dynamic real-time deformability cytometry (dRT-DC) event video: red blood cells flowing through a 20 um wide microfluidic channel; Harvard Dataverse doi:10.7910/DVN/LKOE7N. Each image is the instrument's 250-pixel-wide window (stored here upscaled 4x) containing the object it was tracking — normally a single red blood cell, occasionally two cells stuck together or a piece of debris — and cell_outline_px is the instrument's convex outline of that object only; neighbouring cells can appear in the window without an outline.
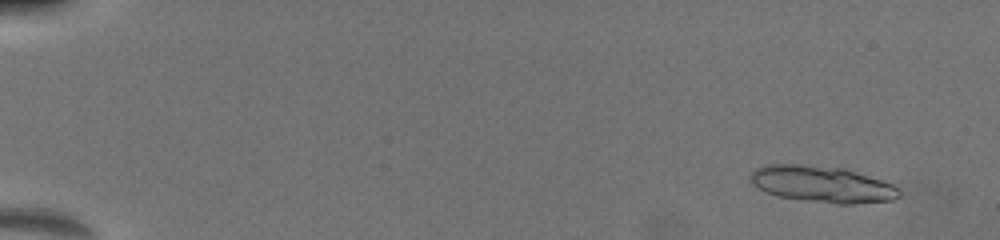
{"species": "common noctule bat (a hibernating species)", "species_latin": "Nyctalus noctula", "temperature_condition": "warm", "stored_images_in_passage": 21, "camera_frame_rate_fps": 3000, "um_per_image_px": 0.085, "animal": {"sex": "female", "body_mass_g": 19.5, "forearm_length_mm": 54.1}, "frame": {"image": 1, "passage_image": 6, "time_ms": 1.333, "image_size_px": [1000, 240], "cell_outline_px": [[900, 196], [892, 200], [852, 204], [836, 204], [804, 200], [776, 196], [764, 192], [752, 184], [748, 176], [756, 168], [764, 164], [800, 164], [844, 168], [892, 184], [900, 192]], "centroid_in_image_um": [69.81, 15.66], "position_along_channel_um": 15.2, "area_um2": 31.62}}